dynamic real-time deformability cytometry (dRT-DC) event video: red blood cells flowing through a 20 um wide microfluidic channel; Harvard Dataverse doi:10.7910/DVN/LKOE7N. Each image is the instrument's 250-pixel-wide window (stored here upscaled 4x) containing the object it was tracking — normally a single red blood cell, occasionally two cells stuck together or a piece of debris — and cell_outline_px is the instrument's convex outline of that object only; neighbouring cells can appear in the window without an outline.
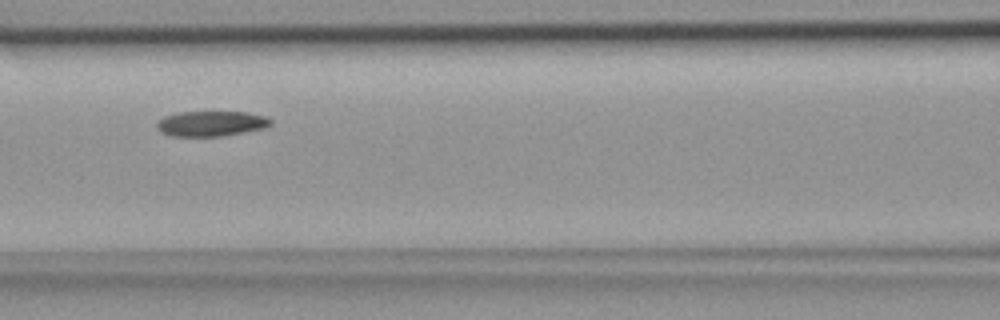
{"species": "common noctule bat (a hibernating species)", "species_latin": "Nyctalus noctula", "temperature_condition": "room temperature", "stored_images_in_passage": 6, "camera_frame_rate_fps": 3000, "um_per_image_px": 0.085, "animal": {"sex": "female", "body_mass_g": 18.4}, "frame": {"image": 1, "passage_image": 5, "time_ms": 1.333, "image_size_px": [1000, 320], "cell_outline_px": [[272, 124], [268, 128], [220, 136], [172, 136], [160, 132], [156, 128], [156, 124], [164, 116], [176, 112], [248, 112], [268, 116], [272, 120]], "centroid_in_image_um": [17.99, 10.5], "position_along_channel_um": 148.6, "area_um2": 16.99}}
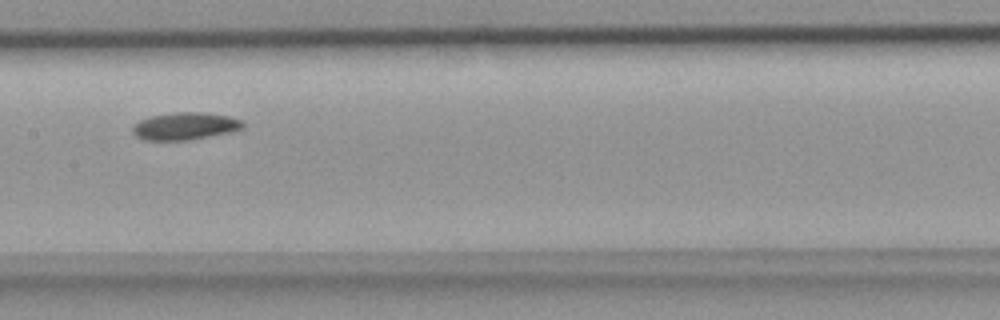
{"frame": {"image": 2, "passage_image": 6, "time_ms": 1.667, "image_size_px": [1000, 320], "cell_outline_px": [[244, 128], [232, 132], [188, 140], [144, 140], [136, 136], [132, 132], [132, 128], [140, 120], [148, 116], [176, 112], [200, 112], [228, 116], [244, 120]], "centroid_in_image_um": [15.75, 10.72], "position_along_channel_um": 191.7, "area_um2": 17.69}}